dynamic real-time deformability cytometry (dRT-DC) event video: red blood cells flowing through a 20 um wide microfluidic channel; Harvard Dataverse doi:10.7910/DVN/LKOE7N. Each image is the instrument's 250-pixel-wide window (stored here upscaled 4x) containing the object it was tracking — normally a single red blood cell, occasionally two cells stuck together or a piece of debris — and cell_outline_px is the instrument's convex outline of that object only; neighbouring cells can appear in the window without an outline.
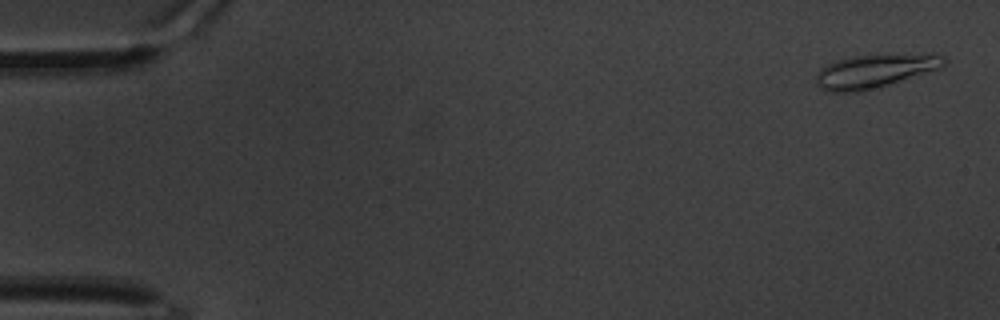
{"species": "common noctule bat (a hibernating species)", "species_latin": "Nyctalus noctula", "temperature_condition": "warm", "stored_images_in_passage": 61, "camera_frame_rate_fps": 3000, "um_per_image_px": 0.085, "animal": {"sex": "male", "body_mass_g": 20.1, "forearm_length_mm": 53.5}, "frame": {"image": 1, "passage_image": 1, "time_ms": 0.0, "image_size_px": [1000, 320], "cell_outline_px": [[948, 60], [940, 68], [880, 88], [856, 92], [832, 92], [816, 84], [816, 72], [820, 68], [836, 60], [868, 52], [932, 52], [944, 56]], "centroid_in_image_um": [74.45, 5.96], "position_along_channel_um": 10.5, "area_um2": 26.47}}
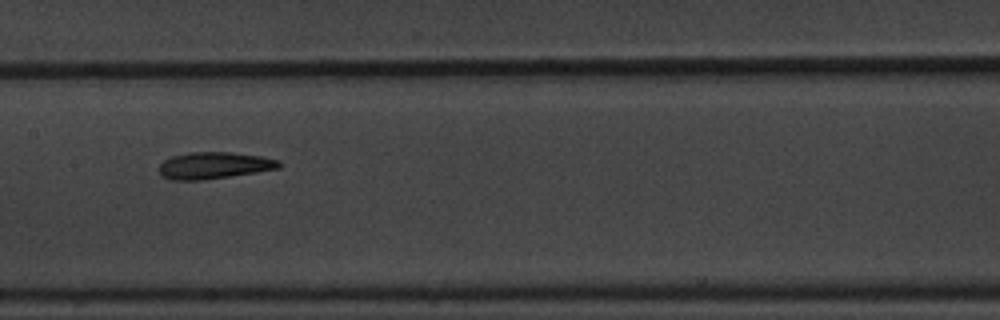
{"frame": {"image": 2, "passage_image": 30, "time_ms": 9.667, "image_size_px": [1000, 320], "cell_outline_px": [[284, 164], [280, 168], [256, 172], [204, 180], [172, 180], [164, 176], [160, 172], [160, 164], [164, 160], [172, 156], [192, 152], [232, 152], [264, 156], [280, 160]], "centroid_in_image_um": [18.27, 14.05], "position_along_channel_um": 189.1, "area_um2": 18.79}}
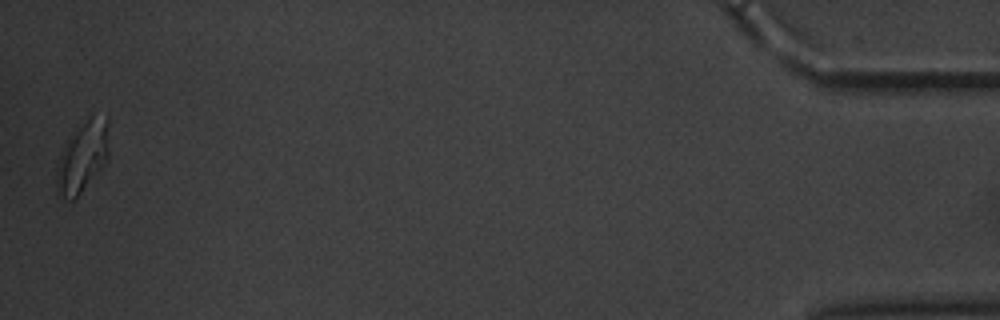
{"frame": {"image": 3, "passage_image": 60, "time_ms": 19.667, "image_size_px": [1000, 320], "cell_outline_px": [[108, 156], [100, 168], [80, 192], [72, 200], [68, 200], [56, 196], [56, 184], [60, 156], [68, 140], [92, 116], [108, 116]], "centroid_in_image_um": [7.02, 13.37], "position_along_channel_um": 428.2, "area_um2": 20.58}, "authors_computed_cell_mechanics": {"area_um2": 19.074, "velocity_mm_per_s": 3.2625, "shape_relaxation_time_tau1_ms": 5.3738, "shape_relaxation_time_tau2_ms": 5.6681, "deformation_change_tau1": 0.1774, "deformation_change_tau2": 0.1537}}